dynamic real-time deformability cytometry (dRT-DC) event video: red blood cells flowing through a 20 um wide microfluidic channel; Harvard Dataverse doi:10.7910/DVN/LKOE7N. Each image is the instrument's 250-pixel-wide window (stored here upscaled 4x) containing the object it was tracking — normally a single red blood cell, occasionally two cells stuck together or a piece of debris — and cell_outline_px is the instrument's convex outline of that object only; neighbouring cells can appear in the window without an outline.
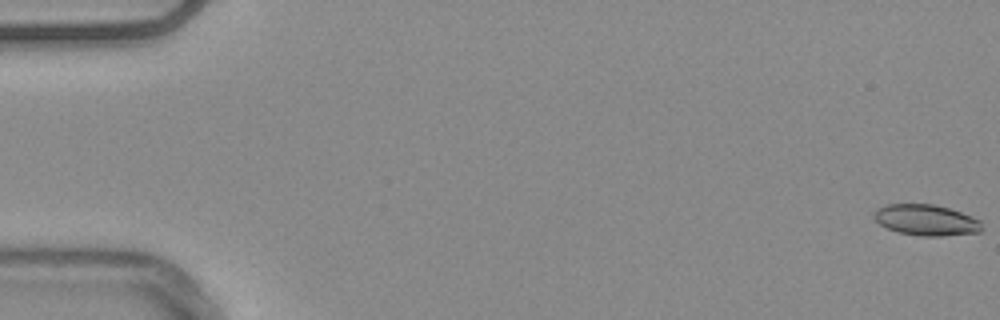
{"species": "common noctule bat (a hibernating species)", "species_latin": "Nyctalus noctula", "temperature_condition": "warm", "stored_images_in_passage": 55, "camera_frame_rate_fps": 3000, "um_per_image_px": 0.085, "animal": {"sex": "male", "body_mass_g": 20.4}, "frame": {"image": 1, "passage_image": 1, "time_ms": 0.0, "image_size_px": [1000, 320], "cell_outline_px": [[980, 232], [940, 236], [920, 236], [896, 232], [880, 224], [872, 216], [876, 208], [888, 204], [936, 204], [972, 216], [980, 220]], "centroid_in_image_um": [78.68, 18.7], "position_along_channel_um": 6.3, "area_um2": 19.42}}
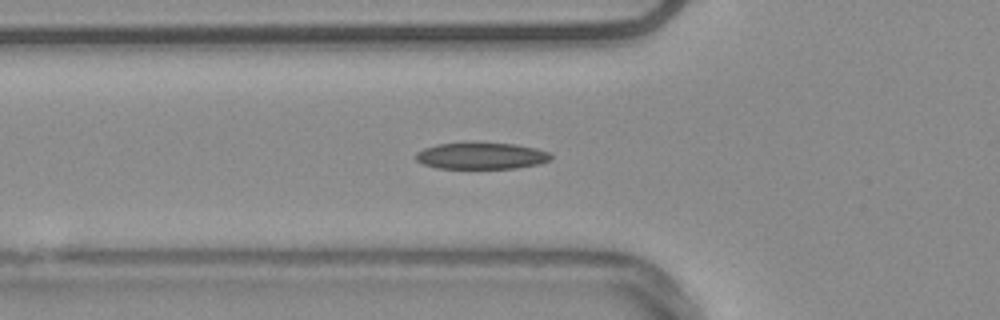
{"frame": {"image": 2, "passage_image": 20, "time_ms": 6.333, "image_size_px": [1000, 320], "cell_outline_px": [[552, 156], [548, 160], [540, 164], [516, 168], [436, 168], [424, 164], [416, 160], [416, 152], [424, 148], [436, 144], [464, 140], [516, 144], [536, 148], [548, 152]], "centroid_in_image_um": [40.87, 13.2], "position_along_channel_um": 84.9, "area_um2": 21.62}}
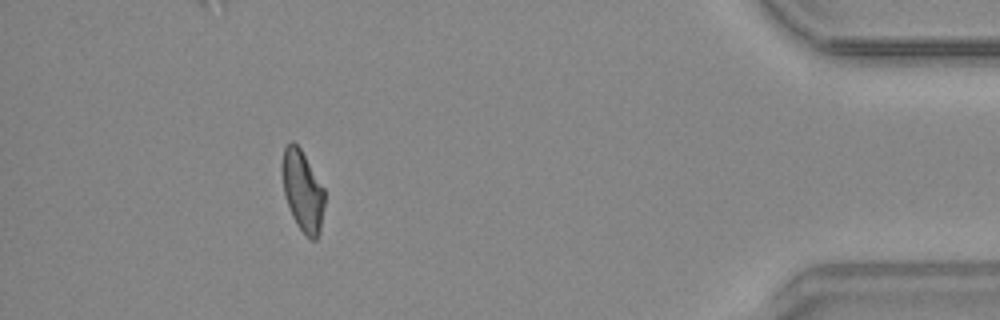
{"frame": {"image": 3, "passage_image": 50, "time_ms": 16.333, "image_size_px": [1000, 320], "cell_outline_px": [[324, 204], [320, 232], [316, 240], [312, 240], [296, 224], [292, 216], [284, 192], [280, 168], [284, 148], [292, 140], [300, 148], [324, 188]], "centroid_in_image_um": [25.7, 16.21], "position_along_channel_um": 409.5, "area_um2": 19.88}, "authors_computed_cell_mechanics": {"area_um2": 20.4034, "velocity_mm_per_s": 3.7721, "shape_relaxation_time_tau1_ms": null, "shape_relaxation_time_tau2_ms": 4.8387, "deformation_change_tau1": null, "deformation_change_tau2": 0.105}}